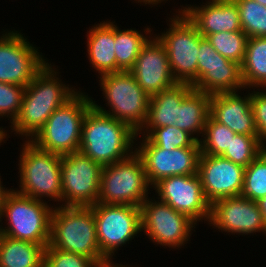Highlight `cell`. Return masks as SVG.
<instances>
[{"mask_svg":"<svg viewBox=\"0 0 266 267\" xmlns=\"http://www.w3.org/2000/svg\"><path fill=\"white\" fill-rule=\"evenodd\" d=\"M56 75V68L47 62L25 89L19 116L11 124V130L27 137L28 141L39 132L57 108L78 92L62 83Z\"/></svg>","mask_w":266,"mask_h":267,"instance_id":"1","label":"cell"},{"mask_svg":"<svg viewBox=\"0 0 266 267\" xmlns=\"http://www.w3.org/2000/svg\"><path fill=\"white\" fill-rule=\"evenodd\" d=\"M137 137V132L129 125L92 106L82 123L79 151L94 162L106 166L133 154Z\"/></svg>","mask_w":266,"mask_h":267,"instance_id":"2","label":"cell"},{"mask_svg":"<svg viewBox=\"0 0 266 267\" xmlns=\"http://www.w3.org/2000/svg\"><path fill=\"white\" fill-rule=\"evenodd\" d=\"M49 245L62 251L77 253L96 264L108 260L101 254L93 209L90 206L53 208Z\"/></svg>","mask_w":266,"mask_h":267,"instance_id":"3","label":"cell"},{"mask_svg":"<svg viewBox=\"0 0 266 267\" xmlns=\"http://www.w3.org/2000/svg\"><path fill=\"white\" fill-rule=\"evenodd\" d=\"M53 206L47 202L20 194L10 189L0 204L1 217H6L7 227L0 226V234L13 239L48 245L50 240Z\"/></svg>","mask_w":266,"mask_h":267,"instance_id":"4","label":"cell"},{"mask_svg":"<svg viewBox=\"0 0 266 267\" xmlns=\"http://www.w3.org/2000/svg\"><path fill=\"white\" fill-rule=\"evenodd\" d=\"M91 107L88 94L78 91L52 113L30 141L42 150L60 155L79 151L82 123Z\"/></svg>","mask_w":266,"mask_h":267,"instance_id":"5","label":"cell"},{"mask_svg":"<svg viewBox=\"0 0 266 267\" xmlns=\"http://www.w3.org/2000/svg\"><path fill=\"white\" fill-rule=\"evenodd\" d=\"M99 82L110 109L105 110L93 100L92 106L129 125L138 133L146 122L151 97L140 87L130 71L101 75Z\"/></svg>","mask_w":266,"mask_h":267,"instance_id":"6","label":"cell"},{"mask_svg":"<svg viewBox=\"0 0 266 267\" xmlns=\"http://www.w3.org/2000/svg\"><path fill=\"white\" fill-rule=\"evenodd\" d=\"M21 146L19 159L20 194L43 201H62V155L38 148L30 140Z\"/></svg>","mask_w":266,"mask_h":267,"instance_id":"7","label":"cell"},{"mask_svg":"<svg viewBox=\"0 0 266 267\" xmlns=\"http://www.w3.org/2000/svg\"><path fill=\"white\" fill-rule=\"evenodd\" d=\"M149 186L142 159L134 150L129 157L103 166L97 203L140 207Z\"/></svg>","mask_w":266,"mask_h":267,"instance_id":"8","label":"cell"},{"mask_svg":"<svg viewBox=\"0 0 266 267\" xmlns=\"http://www.w3.org/2000/svg\"><path fill=\"white\" fill-rule=\"evenodd\" d=\"M177 13L179 14L170 18L171 24L166 33L155 36L165 47L176 82L193 86L197 82L199 31L181 10Z\"/></svg>","mask_w":266,"mask_h":267,"instance_id":"9","label":"cell"},{"mask_svg":"<svg viewBox=\"0 0 266 267\" xmlns=\"http://www.w3.org/2000/svg\"><path fill=\"white\" fill-rule=\"evenodd\" d=\"M94 212L101 254L112 261L119 246L127 244L142 231L141 208L133 205L96 203Z\"/></svg>","mask_w":266,"mask_h":267,"instance_id":"10","label":"cell"},{"mask_svg":"<svg viewBox=\"0 0 266 267\" xmlns=\"http://www.w3.org/2000/svg\"><path fill=\"white\" fill-rule=\"evenodd\" d=\"M103 166L80 151L62 155V206H93L98 201Z\"/></svg>","mask_w":266,"mask_h":267,"instance_id":"11","label":"cell"},{"mask_svg":"<svg viewBox=\"0 0 266 267\" xmlns=\"http://www.w3.org/2000/svg\"><path fill=\"white\" fill-rule=\"evenodd\" d=\"M140 208L142 231L153 243L162 246L181 248L188 243L192 228L197 225L188 215L174 210L161 200L147 198Z\"/></svg>","mask_w":266,"mask_h":267,"instance_id":"12","label":"cell"},{"mask_svg":"<svg viewBox=\"0 0 266 267\" xmlns=\"http://www.w3.org/2000/svg\"><path fill=\"white\" fill-rule=\"evenodd\" d=\"M141 145L135 146L136 153L141 157L146 177L150 186H154L163 178L177 175H193L198 173L201 155L199 141L191 147L165 150L152 144L143 135Z\"/></svg>","mask_w":266,"mask_h":267,"instance_id":"13","label":"cell"},{"mask_svg":"<svg viewBox=\"0 0 266 267\" xmlns=\"http://www.w3.org/2000/svg\"><path fill=\"white\" fill-rule=\"evenodd\" d=\"M18 31L0 37V82L27 87L47 64L45 59Z\"/></svg>","mask_w":266,"mask_h":267,"instance_id":"14","label":"cell"},{"mask_svg":"<svg viewBox=\"0 0 266 267\" xmlns=\"http://www.w3.org/2000/svg\"><path fill=\"white\" fill-rule=\"evenodd\" d=\"M193 88L209 95L245 88L241 65L220 55L200 33L197 82Z\"/></svg>","mask_w":266,"mask_h":267,"instance_id":"15","label":"cell"},{"mask_svg":"<svg viewBox=\"0 0 266 267\" xmlns=\"http://www.w3.org/2000/svg\"><path fill=\"white\" fill-rule=\"evenodd\" d=\"M158 199L174 210L188 215L196 223L209 221L211 204L206 200L198 174L161 179L154 186Z\"/></svg>","mask_w":266,"mask_h":267,"instance_id":"16","label":"cell"},{"mask_svg":"<svg viewBox=\"0 0 266 267\" xmlns=\"http://www.w3.org/2000/svg\"><path fill=\"white\" fill-rule=\"evenodd\" d=\"M208 224L234 235L261 231L266 234V225L257 202L242 195L214 201L210 206Z\"/></svg>","mask_w":266,"mask_h":267,"instance_id":"17","label":"cell"},{"mask_svg":"<svg viewBox=\"0 0 266 267\" xmlns=\"http://www.w3.org/2000/svg\"><path fill=\"white\" fill-rule=\"evenodd\" d=\"M197 174L210 204L221 198L241 195L245 167L229 159L201 153Z\"/></svg>","mask_w":266,"mask_h":267,"instance_id":"18","label":"cell"},{"mask_svg":"<svg viewBox=\"0 0 266 267\" xmlns=\"http://www.w3.org/2000/svg\"><path fill=\"white\" fill-rule=\"evenodd\" d=\"M130 72L150 97L177 84L165 47L156 36L142 46Z\"/></svg>","mask_w":266,"mask_h":267,"instance_id":"19","label":"cell"},{"mask_svg":"<svg viewBox=\"0 0 266 267\" xmlns=\"http://www.w3.org/2000/svg\"><path fill=\"white\" fill-rule=\"evenodd\" d=\"M182 8L181 11L205 38L223 31H242L238 6L233 0H210L200 7L187 5Z\"/></svg>","mask_w":266,"mask_h":267,"instance_id":"20","label":"cell"},{"mask_svg":"<svg viewBox=\"0 0 266 267\" xmlns=\"http://www.w3.org/2000/svg\"><path fill=\"white\" fill-rule=\"evenodd\" d=\"M210 115L236 134L257 136L250 93L244 97L237 92L211 95Z\"/></svg>","mask_w":266,"mask_h":267,"instance_id":"21","label":"cell"},{"mask_svg":"<svg viewBox=\"0 0 266 267\" xmlns=\"http://www.w3.org/2000/svg\"><path fill=\"white\" fill-rule=\"evenodd\" d=\"M192 89L193 86L188 83H177L151 96L146 122L142 129L177 125L180 104Z\"/></svg>","mask_w":266,"mask_h":267,"instance_id":"22","label":"cell"},{"mask_svg":"<svg viewBox=\"0 0 266 267\" xmlns=\"http://www.w3.org/2000/svg\"><path fill=\"white\" fill-rule=\"evenodd\" d=\"M102 22L87 32V58L100 76L116 72L114 22Z\"/></svg>","mask_w":266,"mask_h":267,"instance_id":"23","label":"cell"},{"mask_svg":"<svg viewBox=\"0 0 266 267\" xmlns=\"http://www.w3.org/2000/svg\"><path fill=\"white\" fill-rule=\"evenodd\" d=\"M46 246L0 234V267H43Z\"/></svg>","mask_w":266,"mask_h":267,"instance_id":"24","label":"cell"},{"mask_svg":"<svg viewBox=\"0 0 266 267\" xmlns=\"http://www.w3.org/2000/svg\"><path fill=\"white\" fill-rule=\"evenodd\" d=\"M210 99L211 95L193 88L180 104L178 123L175 126L188 132L196 141H199V138L194 136L203 135L210 115Z\"/></svg>","mask_w":266,"mask_h":267,"instance_id":"25","label":"cell"},{"mask_svg":"<svg viewBox=\"0 0 266 267\" xmlns=\"http://www.w3.org/2000/svg\"><path fill=\"white\" fill-rule=\"evenodd\" d=\"M241 73L246 88L266 87V37H250L241 64ZM248 86V87H247Z\"/></svg>","mask_w":266,"mask_h":267,"instance_id":"26","label":"cell"},{"mask_svg":"<svg viewBox=\"0 0 266 267\" xmlns=\"http://www.w3.org/2000/svg\"><path fill=\"white\" fill-rule=\"evenodd\" d=\"M140 31L133 29L120 30L114 24V52L116 57V72L130 71L142 49L148 41Z\"/></svg>","mask_w":266,"mask_h":267,"instance_id":"27","label":"cell"},{"mask_svg":"<svg viewBox=\"0 0 266 267\" xmlns=\"http://www.w3.org/2000/svg\"><path fill=\"white\" fill-rule=\"evenodd\" d=\"M236 133L226 125L217 122L209 115L204 128L203 137L199 139L202 154L221 156L227 149Z\"/></svg>","mask_w":266,"mask_h":267,"instance_id":"28","label":"cell"},{"mask_svg":"<svg viewBox=\"0 0 266 267\" xmlns=\"http://www.w3.org/2000/svg\"><path fill=\"white\" fill-rule=\"evenodd\" d=\"M238 6L242 31L250 37H266V6L255 0H233Z\"/></svg>","mask_w":266,"mask_h":267,"instance_id":"29","label":"cell"},{"mask_svg":"<svg viewBox=\"0 0 266 267\" xmlns=\"http://www.w3.org/2000/svg\"><path fill=\"white\" fill-rule=\"evenodd\" d=\"M206 38L220 55L242 64L248 40V36L243 31H223L210 34Z\"/></svg>","mask_w":266,"mask_h":267,"instance_id":"30","label":"cell"},{"mask_svg":"<svg viewBox=\"0 0 266 267\" xmlns=\"http://www.w3.org/2000/svg\"><path fill=\"white\" fill-rule=\"evenodd\" d=\"M241 195L252 201L266 196V149L245 168Z\"/></svg>","mask_w":266,"mask_h":267,"instance_id":"31","label":"cell"},{"mask_svg":"<svg viewBox=\"0 0 266 267\" xmlns=\"http://www.w3.org/2000/svg\"><path fill=\"white\" fill-rule=\"evenodd\" d=\"M141 133H144L145 137L152 144H155L165 150L191 147L196 142V140L188 132L179 129L176 126L141 129L137 134L140 136Z\"/></svg>","mask_w":266,"mask_h":267,"instance_id":"32","label":"cell"},{"mask_svg":"<svg viewBox=\"0 0 266 267\" xmlns=\"http://www.w3.org/2000/svg\"><path fill=\"white\" fill-rule=\"evenodd\" d=\"M265 149L258 136L236 134L221 156L246 168Z\"/></svg>","mask_w":266,"mask_h":267,"instance_id":"33","label":"cell"},{"mask_svg":"<svg viewBox=\"0 0 266 267\" xmlns=\"http://www.w3.org/2000/svg\"><path fill=\"white\" fill-rule=\"evenodd\" d=\"M26 87L0 82V117H9L12 124L19 116Z\"/></svg>","mask_w":266,"mask_h":267,"instance_id":"34","label":"cell"},{"mask_svg":"<svg viewBox=\"0 0 266 267\" xmlns=\"http://www.w3.org/2000/svg\"><path fill=\"white\" fill-rule=\"evenodd\" d=\"M92 259L77 254L62 251L49 244L44 251V265L43 267H97Z\"/></svg>","mask_w":266,"mask_h":267,"instance_id":"35","label":"cell"},{"mask_svg":"<svg viewBox=\"0 0 266 267\" xmlns=\"http://www.w3.org/2000/svg\"><path fill=\"white\" fill-rule=\"evenodd\" d=\"M261 91L262 92L253 91L250 93V100L257 129V136L261 144L266 148V91Z\"/></svg>","mask_w":266,"mask_h":267,"instance_id":"36","label":"cell"},{"mask_svg":"<svg viewBox=\"0 0 266 267\" xmlns=\"http://www.w3.org/2000/svg\"><path fill=\"white\" fill-rule=\"evenodd\" d=\"M258 206H259V209H260V212L263 216V220L265 222V225H266V196L265 197H262L260 198L258 201H256Z\"/></svg>","mask_w":266,"mask_h":267,"instance_id":"37","label":"cell"},{"mask_svg":"<svg viewBox=\"0 0 266 267\" xmlns=\"http://www.w3.org/2000/svg\"><path fill=\"white\" fill-rule=\"evenodd\" d=\"M97 267H126V265H121L119 263L118 264L115 263V265H114L113 261H107V262H105L103 264L97 265Z\"/></svg>","mask_w":266,"mask_h":267,"instance_id":"38","label":"cell"},{"mask_svg":"<svg viewBox=\"0 0 266 267\" xmlns=\"http://www.w3.org/2000/svg\"><path fill=\"white\" fill-rule=\"evenodd\" d=\"M10 189H5V187L2 186L1 178H0V204L4 200L5 195Z\"/></svg>","mask_w":266,"mask_h":267,"instance_id":"39","label":"cell"},{"mask_svg":"<svg viewBox=\"0 0 266 267\" xmlns=\"http://www.w3.org/2000/svg\"><path fill=\"white\" fill-rule=\"evenodd\" d=\"M135 1H138V3L140 2V3H142L143 2V4H148V5H157L158 3H161L162 1H164V0H135ZM165 1H167V0H165Z\"/></svg>","mask_w":266,"mask_h":267,"instance_id":"40","label":"cell"},{"mask_svg":"<svg viewBox=\"0 0 266 267\" xmlns=\"http://www.w3.org/2000/svg\"><path fill=\"white\" fill-rule=\"evenodd\" d=\"M6 133H7L6 130H4L2 127H0V145H1L2 141L5 142L4 139L7 137Z\"/></svg>","mask_w":266,"mask_h":267,"instance_id":"41","label":"cell"},{"mask_svg":"<svg viewBox=\"0 0 266 267\" xmlns=\"http://www.w3.org/2000/svg\"><path fill=\"white\" fill-rule=\"evenodd\" d=\"M256 2H258L261 5L266 6V0H255Z\"/></svg>","mask_w":266,"mask_h":267,"instance_id":"42","label":"cell"}]
</instances>
